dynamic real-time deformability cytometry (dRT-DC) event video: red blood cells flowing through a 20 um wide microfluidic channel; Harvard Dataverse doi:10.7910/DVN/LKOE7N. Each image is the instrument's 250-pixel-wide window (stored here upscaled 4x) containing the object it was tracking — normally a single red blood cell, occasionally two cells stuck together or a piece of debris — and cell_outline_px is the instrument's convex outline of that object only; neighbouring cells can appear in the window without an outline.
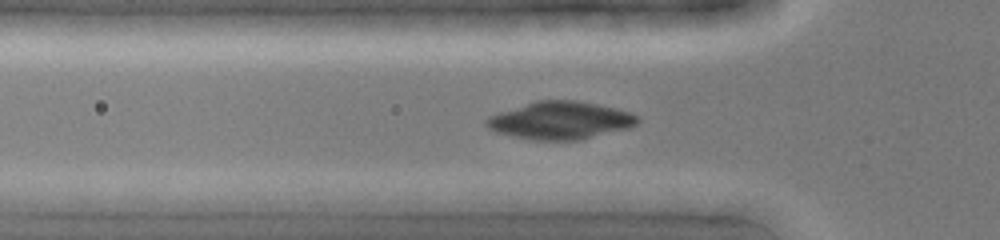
{"species": "common noctule bat (a hibernating species)", "species_latin": "Nyctalus noctula", "temperature_condition": "cold", "stored_images_in_passage": 12, "camera_frame_rate_fps": 3000, "um_per_image_px": 0.085, "animal": {"sex": "female", "body_mass_g": 19.0, "forearm_length_mm": 51.5}, "frame": {"image": 1, "passage_image": 9, "time_ms": 2.667, "image_size_px": [1000, 240], "cell_outline_px": [[640, 120], [632, 128], [580, 140], [532, 140], [512, 136], [496, 132], [488, 128], [484, 124], [484, 120], [488, 116], [536, 100], [576, 100], [596, 104], [628, 112], [636, 116]], "centroid_in_image_um": [47.61, 10.25], "position_along_channel_um": 78.2, "area_um2": 33.18}}